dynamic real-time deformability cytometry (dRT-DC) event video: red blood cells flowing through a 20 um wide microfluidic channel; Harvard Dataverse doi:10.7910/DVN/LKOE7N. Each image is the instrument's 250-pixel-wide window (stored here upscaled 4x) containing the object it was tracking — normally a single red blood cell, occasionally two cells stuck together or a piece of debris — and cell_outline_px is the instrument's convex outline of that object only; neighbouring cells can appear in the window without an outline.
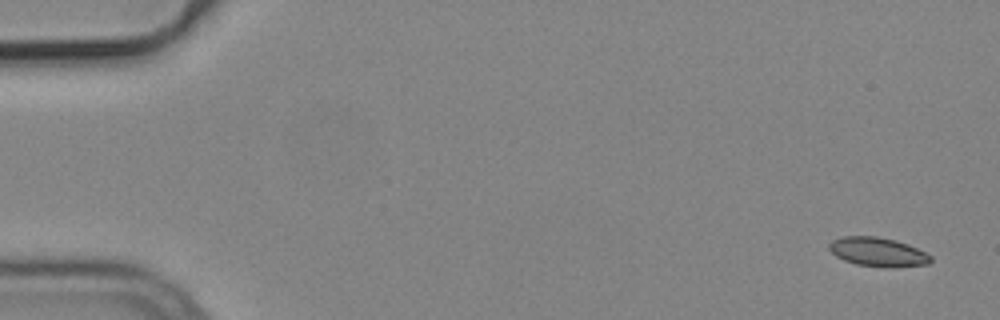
{"species": "common noctule bat (a hibernating species)", "species_latin": "Nyctalus noctula", "temperature_condition": "cold", "stored_images_in_passage": 5, "camera_frame_rate_fps": 3000, "um_per_image_px": 0.085, "animal": {"sex": "male", "body_mass_g": 19.2, "forearm_length_mm": 51.8}, "frame": {"image": 1, "passage_image": 1, "time_ms": 0.0, "image_size_px": [1000, 320], "cell_outline_px": [[932, 260], [928, 264], [892, 268], [888, 268], [856, 264], [844, 260], [836, 256], [828, 248], [828, 244], [832, 240], [844, 236], [876, 236], [896, 240], [908, 244], [932, 256]], "centroid_in_image_um": [74.62, 21.42], "position_along_channel_um": 10.4, "area_um2": 17.28}}
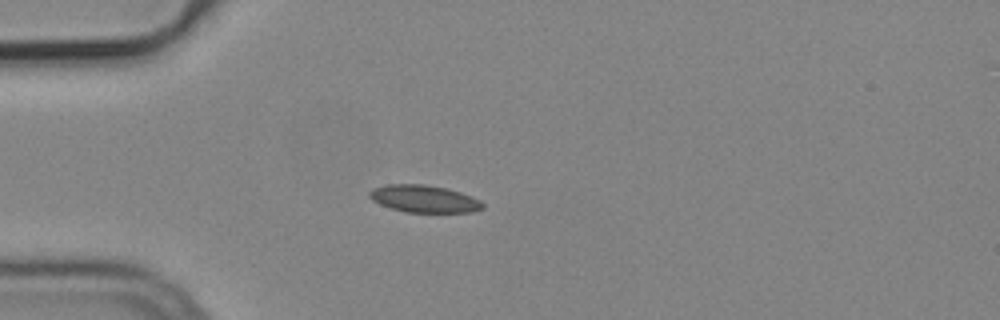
{"frame": {"image": 2, "passage_image": 4, "time_ms": 1.0, "image_size_px": [1000, 320], "cell_outline_px": [[484, 208], [472, 212], [408, 212], [392, 208], [380, 204], [372, 200], [368, 196], [368, 192], [372, 188], [388, 184], [424, 184], [444, 188], [460, 192], [472, 196], [480, 200], [484, 204]], "centroid_in_image_um": [36.04, 16.89], "position_along_channel_um": 49.0, "area_um2": 17.98}}